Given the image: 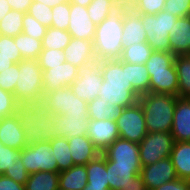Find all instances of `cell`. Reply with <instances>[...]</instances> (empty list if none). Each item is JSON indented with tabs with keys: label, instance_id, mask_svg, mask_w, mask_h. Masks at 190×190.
Instances as JSON below:
<instances>
[{
	"label": "cell",
	"instance_id": "6da1fadb",
	"mask_svg": "<svg viewBox=\"0 0 190 190\" xmlns=\"http://www.w3.org/2000/svg\"><path fill=\"white\" fill-rule=\"evenodd\" d=\"M100 62L103 83L98 97L120 108L136 104L140 94L128 81L127 62L121 60H101Z\"/></svg>",
	"mask_w": 190,
	"mask_h": 190
},
{
	"label": "cell",
	"instance_id": "7a4b0ae2",
	"mask_svg": "<svg viewBox=\"0 0 190 190\" xmlns=\"http://www.w3.org/2000/svg\"><path fill=\"white\" fill-rule=\"evenodd\" d=\"M125 11L124 8H116L96 26L93 39L96 59L100 61L121 59L123 51L121 38Z\"/></svg>",
	"mask_w": 190,
	"mask_h": 190
},
{
	"label": "cell",
	"instance_id": "3957f363",
	"mask_svg": "<svg viewBox=\"0 0 190 190\" xmlns=\"http://www.w3.org/2000/svg\"><path fill=\"white\" fill-rule=\"evenodd\" d=\"M20 126L26 136L27 146L56 138V123L52 114L41 103L21 104L18 108Z\"/></svg>",
	"mask_w": 190,
	"mask_h": 190
},
{
	"label": "cell",
	"instance_id": "277c9868",
	"mask_svg": "<svg viewBox=\"0 0 190 190\" xmlns=\"http://www.w3.org/2000/svg\"><path fill=\"white\" fill-rule=\"evenodd\" d=\"M177 97L150 92L140 95L138 102L143 108L147 132H171Z\"/></svg>",
	"mask_w": 190,
	"mask_h": 190
},
{
	"label": "cell",
	"instance_id": "5b68a950",
	"mask_svg": "<svg viewBox=\"0 0 190 190\" xmlns=\"http://www.w3.org/2000/svg\"><path fill=\"white\" fill-rule=\"evenodd\" d=\"M43 71L37 60L23 59L19 62V75L13 92L21 104H38L43 97Z\"/></svg>",
	"mask_w": 190,
	"mask_h": 190
},
{
	"label": "cell",
	"instance_id": "8992f818",
	"mask_svg": "<svg viewBox=\"0 0 190 190\" xmlns=\"http://www.w3.org/2000/svg\"><path fill=\"white\" fill-rule=\"evenodd\" d=\"M141 18L142 26L146 31V42L153 51L170 52V30H173L178 17L162 10L155 15L141 14Z\"/></svg>",
	"mask_w": 190,
	"mask_h": 190
},
{
	"label": "cell",
	"instance_id": "52a82bcc",
	"mask_svg": "<svg viewBox=\"0 0 190 190\" xmlns=\"http://www.w3.org/2000/svg\"><path fill=\"white\" fill-rule=\"evenodd\" d=\"M41 104L52 115L88 116V102L78 98L70 86L57 89L51 93H43Z\"/></svg>",
	"mask_w": 190,
	"mask_h": 190
},
{
	"label": "cell",
	"instance_id": "ba28073f",
	"mask_svg": "<svg viewBox=\"0 0 190 190\" xmlns=\"http://www.w3.org/2000/svg\"><path fill=\"white\" fill-rule=\"evenodd\" d=\"M78 78L70 85L73 93L86 102L93 101L98 97L103 76L101 62L98 59L79 67Z\"/></svg>",
	"mask_w": 190,
	"mask_h": 190
},
{
	"label": "cell",
	"instance_id": "9c48e42d",
	"mask_svg": "<svg viewBox=\"0 0 190 190\" xmlns=\"http://www.w3.org/2000/svg\"><path fill=\"white\" fill-rule=\"evenodd\" d=\"M20 158L29 174L39 171L60 172L56 158L53 156L50 141L24 147L21 150Z\"/></svg>",
	"mask_w": 190,
	"mask_h": 190
},
{
	"label": "cell",
	"instance_id": "30bf717a",
	"mask_svg": "<svg viewBox=\"0 0 190 190\" xmlns=\"http://www.w3.org/2000/svg\"><path fill=\"white\" fill-rule=\"evenodd\" d=\"M174 142L171 132H148L139 143V157L142 167L169 157Z\"/></svg>",
	"mask_w": 190,
	"mask_h": 190
},
{
	"label": "cell",
	"instance_id": "8fae6325",
	"mask_svg": "<svg viewBox=\"0 0 190 190\" xmlns=\"http://www.w3.org/2000/svg\"><path fill=\"white\" fill-rule=\"evenodd\" d=\"M116 122L121 139L139 144L148 133L143 108L139 102L123 108Z\"/></svg>",
	"mask_w": 190,
	"mask_h": 190
},
{
	"label": "cell",
	"instance_id": "7c38bea8",
	"mask_svg": "<svg viewBox=\"0 0 190 190\" xmlns=\"http://www.w3.org/2000/svg\"><path fill=\"white\" fill-rule=\"evenodd\" d=\"M102 154L115 166H142L135 142L118 138Z\"/></svg>",
	"mask_w": 190,
	"mask_h": 190
},
{
	"label": "cell",
	"instance_id": "4fadbf2b",
	"mask_svg": "<svg viewBox=\"0 0 190 190\" xmlns=\"http://www.w3.org/2000/svg\"><path fill=\"white\" fill-rule=\"evenodd\" d=\"M140 175L148 190H153L178 178L170 156L151 165L143 166Z\"/></svg>",
	"mask_w": 190,
	"mask_h": 190
},
{
	"label": "cell",
	"instance_id": "5bb4252c",
	"mask_svg": "<svg viewBox=\"0 0 190 190\" xmlns=\"http://www.w3.org/2000/svg\"><path fill=\"white\" fill-rule=\"evenodd\" d=\"M79 68L64 62L61 65L43 71V93H51L57 89L70 86L78 78Z\"/></svg>",
	"mask_w": 190,
	"mask_h": 190
},
{
	"label": "cell",
	"instance_id": "9a60e30c",
	"mask_svg": "<svg viewBox=\"0 0 190 190\" xmlns=\"http://www.w3.org/2000/svg\"><path fill=\"white\" fill-rule=\"evenodd\" d=\"M87 7L70 3L69 25L71 37L93 42L96 25L88 16Z\"/></svg>",
	"mask_w": 190,
	"mask_h": 190
},
{
	"label": "cell",
	"instance_id": "2e32d148",
	"mask_svg": "<svg viewBox=\"0 0 190 190\" xmlns=\"http://www.w3.org/2000/svg\"><path fill=\"white\" fill-rule=\"evenodd\" d=\"M87 137L102 153L116 139L120 138L117 122L114 120H89Z\"/></svg>",
	"mask_w": 190,
	"mask_h": 190
},
{
	"label": "cell",
	"instance_id": "e0dca14e",
	"mask_svg": "<svg viewBox=\"0 0 190 190\" xmlns=\"http://www.w3.org/2000/svg\"><path fill=\"white\" fill-rule=\"evenodd\" d=\"M0 142L18 150L27 146L25 132L20 126L18 113L0 119Z\"/></svg>",
	"mask_w": 190,
	"mask_h": 190
},
{
	"label": "cell",
	"instance_id": "ac0fdd59",
	"mask_svg": "<svg viewBox=\"0 0 190 190\" xmlns=\"http://www.w3.org/2000/svg\"><path fill=\"white\" fill-rule=\"evenodd\" d=\"M171 135L174 141H190V98L177 97Z\"/></svg>",
	"mask_w": 190,
	"mask_h": 190
},
{
	"label": "cell",
	"instance_id": "d6986e66",
	"mask_svg": "<svg viewBox=\"0 0 190 190\" xmlns=\"http://www.w3.org/2000/svg\"><path fill=\"white\" fill-rule=\"evenodd\" d=\"M56 123L55 133L57 136L67 139L85 136L89 128V117L71 116V115H52Z\"/></svg>",
	"mask_w": 190,
	"mask_h": 190
},
{
	"label": "cell",
	"instance_id": "ffe728a7",
	"mask_svg": "<svg viewBox=\"0 0 190 190\" xmlns=\"http://www.w3.org/2000/svg\"><path fill=\"white\" fill-rule=\"evenodd\" d=\"M66 62L81 67L96 59L92 41L71 37L69 44L64 49Z\"/></svg>",
	"mask_w": 190,
	"mask_h": 190
},
{
	"label": "cell",
	"instance_id": "44dd1931",
	"mask_svg": "<svg viewBox=\"0 0 190 190\" xmlns=\"http://www.w3.org/2000/svg\"><path fill=\"white\" fill-rule=\"evenodd\" d=\"M170 52L175 56L190 54V16L180 17L170 30Z\"/></svg>",
	"mask_w": 190,
	"mask_h": 190
},
{
	"label": "cell",
	"instance_id": "7402d4cb",
	"mask_svg": "<svg viewBox=\"0 0 190 190\" xmlns=\"http://www.w3.org/2000/svg\"><path fill=\"white\" fill-rule=\"evenodd\" d=\"M146 40V31L142 26L141 14L134 10H126L121 38L123 48H127L134 43L146 42Z\"/></svg>",
	"mask_w": 190,
	"mask_h": 190
},
{
	"label": "cell",
	"instance_id": "603a6c76",
	"mask_svg": "<svg viewBox=\"0 0 190 190\" xmlns=\"http://www.w3.org/2000/svg\"><path fill=\"white\" fill-rule=\"evenodd\" d=\"M142 166H115L107 159V176L110 190H129L132 178L140 174Z\"/></svg>",
	"mask_w": 190,
	"mask_h": 190
},
{
	"label": "cell",
	"instance_id": "cb8c5ba5",
	"mask_svg": "<svg viewBox=\"0 0 190 190\" xmlns=\"http://www.w3.org/2000/svg\"><path fill=\"white\" fill-rule=\"evenodd\" d=\"M67 140L74 165H86L89 161L101 154L87 135L77 136Z\"/></svg>",
	"mask_w": 190,
	"mask_h": 190
},
{
	"label": "cell",
	"instance_id": "d4e9b609",
	"mask_svg": "<svg viewBox=\"0 0 190 190\" xmlns=\"http://www.w3.org/2000/svg\"><path fill=\"white\" fill-rule=\"evenodd\" d=\"M149 92L178 96V76L174 62L168 67V72L152 73Z\"/></svg>",
	"mask_w": 190,
	"mask_h": 190
},
{
	"label": "cell",
	"instance_id": "484cf974",
	"mask_svg": "<svg viewBox=\"0 0 190 190\" xmlns=\"http://www.w3.org/2000/svg\"><path fill=\"white\" fill-rule=\"evenodd\" d=\"M178 178H190V141H175L170 154Z\"/></svg>",
	"mask_w": 190,
	"mask_h": 190
},
{
	"label": "cell",
	"instance_id": "4316f807",
	"mask_svg": "<svg viewBox=\"0 0 190 190\" xmlns=\"http://www.w3.org/2000/svg\"><path fill=\"white\" fill-rule=\"evenodd\" d=\"M87 184L86 165H74L59 172L60 190H83Z\"/></svg>",
	"mask_w": 190,
	"mask_h": 190
},
{
	"label": "cell",
	"instance_id": "83f0119b",
	"mask_svg": "<svg viewBox=\"0 0 190 190\" xmlns=\"http://www.w3.org/2000/svg\"><path fill=\"white\" fill-rule=\"evenodd\" d=\"M87 182L91 186L109 187L107 158L101 153L86 164Z\"/></svg>",
	"mask_w": 190,
	"mask_h": 190
},
{
	"label": "cell",
	"instance_id": "f1b7e54d",
	"mask_svg": "<svg viewBox=\"0 0 190 190\" xmlns=\"http://www.w3.org/2000/svg\"><path fill=\"white\" fill-rule=\"evenodd\" d=\"M123 108L114 106L96 97L93 101L88 102V116L93 120H114L116 121L121 115Z\"/></svg>",
	"mask_w": 190,
	"mask_h": 190
},
{
	"label": "cell",
	"instance_id": "f546056e",
	"mask_svg": "<svg viewBox=\"0 0 190 190\" xmlns=\"http://www.w3.org/2000/svg\"><path fill=\"white\" fill-rule=\"evenodd\" d=\"M25 190H59V172L39 171L29 174Z\"/></svg>",
	"mask_w": 190,
	"mask_h": 190
},
{
	"label": "cell",
	"instance_id": "4dcf8cb0",
	"mask_svg": "<svg viewBox=\"0 0 190 190\" xmlns=\"http://www.w3.org/2000/svg\"><path fill=\"white\" fill-rule=\"evenodd\" d=\"M174 65L178 76V97L190 98V54L175 56Z\"/></svg>",
	"mask_w": 190,
	"mask_h": 190
},
{
	"label": "cell",
	"instance_id": "1f68e13d",
	"mask_svg": "<svg viewBox=\"0 0 190 190\" xmlns=\"http://www.w3.org/2000/svg\"><path fill=\"white\" fill-rule=\"evenodd\" d=\"M127 77L140 95L149 93L150 76L145 64L127 63Z\"/></svg>",
	"mask_w": 190,
	"mask_h": 190
},
{
	"label": "cell",
	"instance_id": "d6a6232c",
	"mask_svg": "<svg viewBox=\"0 0 190 190\" xmlns=\"http://www.w3.org/2000/svg\"><path fill=\"white\" fill-rule=\"evenodd\" d=\"M50 144L59 171L67 170L74 166L67 138L57 136L50 141Z\"/></svg>",
	"mask_w": 190,
	"mask_h": 190
},
{
	"label": "cell",
	"instance_id": "836d02e7",
	"mask_svg": "<svg viewBox=\"0 0 190 190\" xmlns=\"http://www.w3.org/2000/svg\"><path fill=\"white\" fill-rule=\"evenodd\" d=\"M16 47L23 59L37 60L42 51V40L33 38L24 33L14 37Z\"/></svg>",
	"mask_w": 190,
	"mask_h": 190
},
{
	"label": "cell",
	"instance_id": "e575fe53",
	"mask_svg": "<svg viewBox=\"0 0 190 190\" xmlns=\"http://www.w3.org/2000/svg\"><path fill=\"white\" fill-rule=\"evenodd\" d=\"M153 52L147 42L134 43L127 48H123L121 61L131 64H145Z\"/></svg>",
	"mask_w": 190,
	"mask_h": 190
},
{
	"label": "cell",
	"instance_id": "d590c367",
	"mask_svg": "<svg viewBox=\"0 0 190 190\" xmlns=\"http://www.w3.org/2000/svg\"><path fill=\"white\" fill-rule=\"evenodd\" d=\"M24 14L11 9L0 21V35L15 37L22 33Z\"/></svg>",
	"mask_w": 190,
	"mask_h": 190
},
{
	"label": "cell",
	"instance_id": "8d00e7d4",
	"mask_svg": "<svg viewBox=\"0 0 190 190\" xmlns=\"http://www.w3.org/2000/svg\"><path fill=\"white\" fill-rule=\"evenodd\" d=\"M70 39L71 35L67 30L48 27L42 40V49H57L64 51Z\"/></svg>",
	"mask_w": 190,
	"mask_h": 190
},
{
	"label": "cell",
	"instance_id": "74e56055",
	"mask_svg": "<svg viewBox=\"0 0 190 190\" xmlns=\"http://www.w3.org/2000/svg\"><path fill=\"white\" fill-rule=\"evenodd\" d=\"M117 7L116 0H92L87 6L88 16L97 26Z\"/></svg>",
	"mask_w": 190,
	"mask_h": 190
},
{
	"label": "cell",
	"instance_id": "f35d334b",
	"mask_svg": "<svg viewBox=\"0 0 190 190\" xmlns=\"http://www.w3.org/2000/svg\"><path fill=\"white\" fill-rule=\"evenodd\" d=\"M175 55L171 52L153 51L145 66L149 76L152 73L168 72V67L174 62Z\"/></svg>",
	"mask_w": 190,
	"mask_h": 190
},
{
	"label": "cell",
	"instance_id": "ab89813d",
	"mask_svg": "<svg viewBox=\"0 0 190 190\" xmlns=\"http://www.w3.org/2000/svg\"><path fill=\"white\" fill-rule=\"evenodd\" d=\"M42 70L51 69L66 62L64 51L57 49H42L37 59Z\"/></svg>",
	"mask_w": 190,
	"mask_h": 190
},
{
	"label": "cell",
	"instance_id": "60d3db41",
	"mask_svg": "<svg viewBox=\"0 0 190 190\" xmlns=\"http://www.w3.org/2000/svg\"><path fill=\"white\" fill-rule=\"evenodd\" d=\"M27 13L33 16L45 27H51L53 17L52 7L38 1H32Z\"/></svg>",
	"mask_w": 190,
	"mask_h": 190
},
{
	"label": "cell",
	"instance_id": "b9f144b4",
	"mask_svg": "<svg viewBox=\"0 0 190 190\" xmlns=\"http://www.w3.org/2000/svg\"><path fill=\"white\" fill-rule=\"evenodd\" d=\"M70 2L61 3L52 7V25L51 27L67 30L69 25Z\"/></svg>",
	"mask_w": 190,
	"mask_h": 190
},
{
	"label": "cell",
	"instance_id": "7bdbcfd3",
	"mask_svg": "<svg viewBox=\"0 0 190 190\" xmlns=\"http://www.w3.org/2000/svg\"><path fill=\"white\" fill-rule=\"evenodd\" d=\"M47 31V27L42 25L39 21H37L33 16L28 13L24 14L23 18V26L22 33L32 36L35 39L43 40Z\"/></svg>",
	"mask_w": 190,
	"mask_h": 190
},
{
	"label": "cell",
	"instance_id": "ee69618b",
	"mask_svg": "<svg viewBox=\"0 0 190 190\" xmlns=\"http://www.w3.org/2000/svg\"><path fill=\"white\" fill-rule=\"evenodd\" d=\"M19 106L13 93L0 88V119L17 114Z\"/></svg>",
	"mask_w": 190,
	"mask_h": 190
},
{
	"label": "cell",
	"instance_id": "f6af8a7d",
	"mask_svg": "<svg viewBox=\"0 0 190 190\" xmlns=\"http://www.w3.org/2000/svg\"><path fill=\"white\" fill-rule=\"evenodd\" d=\"M21 150L11 148L0 142V175L10 169L20 158Z\"/></svg>",
	"mask_w": 190,
	"mask_h": 190
},
{
	"label": "cell",
	"instance_id": "bcb514c9",
	"mask_svg": "<svg viewBox=\"0 0 190 190\" xmlns=\"http://www.w3.org/2000/svg\"><path fill=\"white\" fill-rule=\"evenodd\" d=\"M19 75V63H14L10 68L0 72V88L13 93Z\"/></svg>",
	"mask_w": 190,
	"mask_h": 190
},
{
	"label": "cell",
	"instance_id": "7dc6e473",
	"mask_svg": "<svg viewBox=\"0 0 190 190\" xmlns=\"http://www.w3.org/2000/svg\"><path fill=\"white\" fill-rule=\"evenodd\" d=\"M0 55L11 57V60L14 63H19L23 60L20 51L14 42V37L0 35Z\"/></svg>",
	"mask_w": 190,
	"mask_h": 190
},
{
	"label": "cell",
	"instance_id": "c3c4849f",
	"mask_svg": "<svg viewBox=\"0 0 190 190\" xmlns=\"http://www.w3.org/2000/svg\"><path fill=\"white\" fill-rule=\"evenodd\" d=\"M163 10L178 18L189 16L190 0H166Z\"/></svg>",
	"mask_w": 190,
	"mask_h": 190
},
{
	"label": "cell",
	"instance_id": "681fc988",
	"mask_svg": "<svg viewBox=\"0 0 190 190\" xmlns=\"http://www.w3.org/2000/svg\"><path fill=\"white\" fill-rule=\"evenodd\" d=\"M165 1L166 0H138L133 10L139 14L155 15L164 9Z\"/></svg>",
	"mask_w": 190,
	"mask_h": 190
},
{
	"label": "cell",
	"instance_id": "f907efd6",
	"mask_svg": "<svg viewBox=\"0 0 190 190\" xmlns=\"http://www.w3.org/2000/svg\"><path fill=\"white\" fill-rule=\"evenodd\" d=\"M3 175L23 185H25L29 178V173L26 171L21 158L10 169H7Z\"/></svg>",
	"mask_w": 190,
	"mask_h": 190
},
{
	"label": "cell",
	"instance_id": "816d5d0a",
	"mask_svg": "<svg viewBox=\"0 0 190 190\" xmlns=\"http://www.w3.org/2000/svg\"><path fill=\"white\" fill-rule=\"evenodd\" d=\"M153 190H190V184L187 180L177 178L174 181L164 183Z\"/></svg>",
	"mask_w": 190,
	"mask_h": 190
},
{
	"label": "cell",
	"instance_id": "f5cc1de1",
	"mask_svg": "<svg viewBox=\"0 0 190 190\" xmlns=\"http://www.w3.org/2000/svg\"><path fill=\"white\" fill-rule=\"evenodd\" d=\"M0 190H25V185L2 174L0 175Z\"/></svg>",
	"mask_w": 190,
	"mask_h": 190
},
{
	"label": "cell",
	"instance_id": "db71d44e",
	"mask_svg": "<svg viewBox=\"0 0 190 190\" xmlns=\"http://www.w3.org/2000/svg\"><path fill=\"white\" fill-rule=\"evenodd\" d=\"M11 9L27 13L33 0H7Z\"/></svg>",
	"mask_w": 190,
	"mask_h": 190
},
{
	"label": "cell",
	"instance_id": "11a10c76",
	"mask_svg": "<svg viewBox=\"0 0 190 190\" xmlns=\"http://www.w3.org/2000/svg\"><path fill=\"white\" fill-rule=\"evenodd\" d=\"M129 190H148L140 174L132 178V183L129 185Z\"/></svg>",
	"mask_w": 190,
	"mask_h": 190
},
{
	"label": "cell",
	"instance_id": "9f6ffc18",
	"mask_svg": "<svg viewBox=\"0 0 190 190\" xmlns=\"http://www.w3.org/2000/svg\"><path fill=\"white\" fill-rule=\"evenodd\" d=\"M138 0H116L117 7L126 10H133L137 5Z\"/></svg>",
	"mask_w": 190,
	"mask_h": 190
},
{
	"label": "cell",
	"instance_id": "6f0895ef",
	"mask_svg": "<svg viewBox=\"0 0 190 190\" xmlns=\"http://www.w3.org/2000/svg\"><path fill=\"white\" fill-rule=\"evenodd\" d=\"M13 64L14 62L11 60V57L0 55V72L4 71L7 68H10Z\"/></svg>",
	"mask_w": 190,
	"mask_h": 190
},
{
	"label": "cell",
	"instance_id": "680465c9",
	"mask_svg": "<svg viewBox=\"0 0 190 190\" xmlns=\"http://www.w3.org/2000/svg\"><path fill=\"white\" fill-rule=\"evenodd\" d=\"M11 10L7 0H0V21Z\"/></svg>",
	"mask_w": 190,
	"mask_h": 190
},
{
	"label": "cell",
	"instance_id": "91938a15",
	"mask_svg": "<svg viewBox=\"0 0 190 190\" xmlns=\"http://www.w3.org/2000/svg\"><path fill=\"white\" fill-rule=\"evenodd\" d=\"M33 1H38L41 2L45 5H48L50 7H54L55 5H59L61 3H68L70 0H33Z\"/></svg>",
	"mask_w": 190,
	"mask_h": 190
},
{
	"label": "cell",
	"instance_id": "94428289",
	"mask_svg": "<svg viewBox=\"0 0 190 190\" xmlns=\"http://www.w3.org/2000/svg\"><path fill=\"white\" fill-rule=\"evenodd\" d=\"M91 2L92 0H70V3L78 4L83 7H87Z\"/></svg>",
	"mask_w": 190,
	"mask_h": 190
},
{
	"label": "cell",
	"instance_id": "6125c7cd",
	"mask_svg": "<svg viewBox=\"0 0 190 190\" xmlns=\"http://www.w3.org/2000/svg\"><path fill=\"white\" fill-rule=\"evenodd\" d=\"M83 190H110L109 187H97V186H91V184H87Z\"/></svg>",
	"mask_w": 190,
	"mask_h": 190
}]
</instances>
